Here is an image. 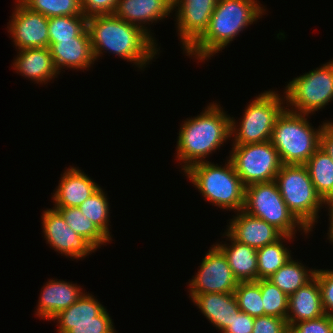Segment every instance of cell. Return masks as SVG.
Listing matches in <instances>:
<instances>
[{
	"instance_id": "cell-1",
	"label": "cell",
	"mask_w": 333,
	"mask_h": 333,
	"mask_svg": "<svg viewBox=\"0 0 333 333\" xmlns=\"http://www.w3.org/2000/svg\"><path fill=\"white\" fill-rule=\"evenodd\" d=\"M87 30L95 61L106 50L144 69L158 52L156 40L115 14L88 17Z\"/></svg>"
},
{
	"instance_id": "cell-2",
	"label": "cell",
	"mask_w": 333,
	"mask_h": 333,
	"mask_svg": "<svg viewBox=\"0 0 333 333\" xmlns=\"http://www.w3.org/2000/svg\"><path fill=\"white\" fill-rule=\"evenodd\" d=\"M222 109L213 102L197 117L187 118L180 127L176 158L180 165L184 163L183 171L195 163L205 162L207 155L232 138L230 115Z\"/></svg>"
},
{
	"instance_id": "cell-3",
	"label": "cell",
	"mask_w": 333,
	"mask_h": 333,
	"mask_svg": "<svg viewBox=\"0 0 333 333\" xmlns=\"http://www.w3.org/2000/svg\"><path fill=\"white\" fill-rule=\"evenodd\" d=\"M263 11L257 0H218L208 28L186 51L187 56L195 55L201 61L209 59L228 46L239 32L261 18Z\"/></svg>"
},
{
	"instance_id": "cell-4",
	"label": "cell",
	"mask_w": 333,
	"mask_h": 333,
	"mask_svg": "<svg viewBox=\"0 0 333 333\" xmlns=\"http://www.w3.org/2000/svg\"><path fill=\"white\" fill-rule=\"evenodd\" d=\"M289 108L277 118L271 135V143L278 151L282 164L304 165L320 147V134L327 122L313 129L306 117Z\"/></svg>"
},
{
	"instance_id": "cell-5",
	"label": "cell",
	"mask_w": 333,
	"mask_h": 333,
	"mask_svg": "<svg viewBox=\"0 0 333 333\" xmlns=\"http://www.w3.org/2000/svg\"><path fill=\"white\" fill-rule=\"evenodd\" d=\"M225 166L209 161L191 165L184 171L191 183L202 195L222 209L243 210L245 186L228 159Z\"/></svg>"
},
{
	"instance_id": "cell-6",
	"label": "cell",
	"mask_w": 333,
	"mask_h": 333,
	"mask_svg": "<svg viewBox=\"0 0 333 333\" xmlns=\"http://www.w3.org/2000/svg\"><path fill=\"white\" fill-rule=\"evenodd\" d=\"M274 181L289 210L311 231L324 201L316 192L307 167L283 164Z\"/></svg>"
},
{
	"instance_id": "cell-7",
	"label": "cell",
	"mask_w": 333,
	"mask_h": 333,
	"mask_svg": "<svg viewBox=\"0 0 333 333\" xmlns=\"http://www.w3.org/2000/svg\"><path fill=\"white\" fill-rule=\"evenodd\" d=\"M279 95L271 90L258 95L246 106L240 125L231 118V136H235L232 145L263 143L271 139L275 122L286 108L285 96Z\"/></svg>"
},
{
	"instance_id": "cell-8",
	"label": "cell",
	"mask_w": 333,
	"mask_h": 333,
	"mask_svg": "<svg viewBox=\"0 0 333 333\" xmlns=\"http://www.w3.org/2000/svg\"><path fill=\"white\" fill-rule=\"evenodd\" d=\"M243 211L266 221L283 235L293 236L296 226L306 234L310 232L289 210L275 181L246 186Z\"/></svg>"
},
{
	"instance_id": "cell-9",
	"label": "cell",
	"mask_w": 333,
	"mask_h": 333,
	"mask_svg": "<svg viewBox=\"0 0 333 333\" xmlns=\"http://www.w3.org/2000/svg\"><path fill=\"white\" fill-rule=\"evenodd\" d=\"M284 93L292 112L309 115L324 108L333 101V60L294 78Z\"/></svg>"
},
{
	"instance_id": "cell-10",
	"label": "cell",
	"mask_w": 333,
	"mask_h": 333,
	"mask_svg": "<svg viewBox=\"0 0 333 333\" xmlns=\"http://www.w3.org/2000/svg\"><path fill=\"white\" fill-rule=\"evenodd\" d=\"M229 155L228 158L245 187L254 183L274 181L283 165L270 140L263 143L232 145Z\"/></svg>"
},
{
	"instance_id": "cell-11",
	"label": "cell",
	"mask_w": 333,
	"mask_h": 333,
	"mask_svg": "<svg viewBox=\"0 0 333 333\" xmlns=\"http://www.w3.org/2000/svg\"><path fill=\"white\" fill-rule=\"evenodd\" d=\"M193 278L189 283L191 298L204 293H234L238 285L226 256L216 245H212Z\"/></svg>"
},
{
	"instance_id": "cell-12",
	"label": "cell",
	"mask_w": 333,
	"mask_h": 333,
	"mask_svg": "<svg viewBox=\"0 0 333 333\" xmlns=\"http://www.w3.org/2000/svg\"><path fill=\"white\" fill-rule=\"evenodd\" d=\"M41 217L46 242L58 253L71 259H81L96 250L86 239L69 227L56 209L45 210Z\"/></svg>"
},
{
	"instance_id": "cell-13",
	"label": "cell",
	"mask_w": 333,
	"mask_h": 333,
	"mask_svg": "<svg viewBox=\"0 0 333 333\" xmlns=\"http://www.w3.org/2000/svg\"><path fill=\"white\" fill-rule=\"evenodd\" d=\"M8 30L19 49L49 47L48 18L16 0Z\"/></svg>"
},
{
	"instance_id": "cell-14",
	"label": "cell",
	"mask_w": 333,
	"mask_h": 333,
	"mask_svg": "<svg viewBox=\"0 0 333 333\" xmlns=\"http://www.w3.org/2000/svg\"><path fill=\"white\" fill-rule=\"evenodd\" d=\"M217 1L173 0V9L178 10L177 30L184 51H187L208 28Z\"/></svg>"
},
{
	"instance_id": "cell-15",
	"label": "cell",
	"mask_w": 333,
	"mask_h": 333,
	"mask_svg": "<svg viewBox=\"0 0 333 333\" xmlns=\"http://www.w3.org/2000/svg\"><path fill=\"white\" fill-rule=\"evenodd\" d=\"M231 219L227 233L237 242L259 249L280 239L283 234L266 221L243 210Z\"/></svg>"
},
{
	"instance_id": "cell-16",
	"label": "cell",
	"mask_w": 333,
	"mask_h": 333,
	"mask_svg": "<svg viewBox=\"0 0 333 333\" xmlns=\"http://www.w3.org/2000/svg\"><path fill=\"white\" fill-rule=\"evenodd\" d=\"M173 10V0H118L114 14L127 23L138 26L154 40L145 27L146 23L160 21Z\"/></svg>"
},
{
	"instance_id": "cell-17",
	"label": "cell",
	"mask_w": 333,
	"mask_h": 333,
	"mask_svg": "<svg viewBox=\"0 0 333 333\" xmlns=\"http://www.w3.org/2000/svg\"><path fill=\"white\" fill-rule=\"evenodd\" d=\"M49 50L59 73L64 67L86 70L95 61L87 28L78 37L49 43Z\"/></svg>"
},
{
	"instance_id": "cell-18",
	"label": "cell",
	"mask_w": 333,
	"mask_h": 333,
	"mask_svg": "<svg viewBox=\"0 0 333 333\" xmlns=\"http://www.w3.org/2000/svg\"><path fill=\"white\" fill-rule=\"evenodd\" d=\"M53 193L54 207H78L99 188L88 175L76 167L68 168Z\"/></svg>"
},
{
	"instance_id": "cell-19",
	"label": "cell",
	"mask_w": 333,
	"mask_h": 333,
	"mask_svg": "<svg viewBox=\"0 0 333 333\" xmlns=\"http://www.w3.org/2000/svg\"><path fill=\"white\" fill-rule=\"evenodd\" d=\"M106 310L92 294L84 292L80 299L67 309L60 311L51 320L58 321V333H68L70 324L113 323Z\"/></svg>"
},
{
	"instance_id": "cell-20",
	"label": "cell",
	"mask_w": 333,
	"mask_h": 333,
	"mask_svg": "<svg viewBox=\"0 0 333 333\" xmlns=\"http://www.w3.org/2000/svg\"><path fill=\"white\" fill-rule=\"evenodd\" d=\"M36 308L39 317L51 320L83 296L81 287L71 282L50 280L46 282Z\"/></svg>"
},
{
	"instance_id": "cell-21",
	"label": "cell",
	"mask_w": 333,
	"mask_h": 333,
	"mask_svg": "<svg viewBox=\"0 0 333 333\" xmlns=\"http://www.w3.org/2000/svg\"><path fill=\"white\" fill-rule=\"evenodd\" d=\"M191 299L211 324L222 333L241 311L234 293H204L194 295Z\"/></svg>"
},
{
	"instance_id": "cell-22",
	"label": "cell",
	"mask_w": 333,
	"mask_h": 333,
	"mask_svg": "<svg viewBox=\"0 0 333 333\" xmlns=\"http://www.w3.org/2000/svg\"><path fill=\"white\" fill-rule=\"evenodd\" d=\"M323 315H325V312L316 276L295 293L288 296V314L286 318L288 325L316 319Z\"/></svg>"
},
{
	"instance_id": "cell-23",
	"label": "cell",
	"mask_w": 333,
	"mask_h": 333,
	"mask_svg": "<svg viewBox=\"0 0 333 333\" xmlns=\"http://www.w3.org/2000/svg\"><path fill=\"white\" fill-rule=\"evenodd\" d=\"M15 70L22 76L39 83L45 82L57 77V70L54 60L51 56L49 47L46 48H28L19 50L16 60L13 62Z\"/></svg>"
},
{
	"instance_id": "cell-24",
	"label": "cell",
	"mask_w": 333,
	"mask_h": 333,
	"mask_svg": "<svg viewBox=\"0 0 333 333\" xmlns=\"http://www.w3.org/2000/svg\"><path fill=\"white\" fill-rule=\"evenodd\" d=\"M225 233L231 245L217 243L216 246L226 256L234 277L238 282L257 281V249L237 242L226 231Z\"/></svg>"
},
{
	"instance_id": "cell-25",
	"label": "cell",
	"mask_w": 333,
	"mask_h": 333,
	"mask_svg": "<svg viewBox=\"0 0 333 333\" xmlns=\"http://www.w3.org/2000/svg\"><path fill=\"white\" fill-rule=\"evenodd\" d=\"M304 165L322 200L333 198V160L331 157L319 147Z\"/></svg>"
},
{
	"instance_id": "cell-26",
	"label": "cell",
	"mask_w": 333,
	"mask_h": 333,
	"mask_svg": "<svg viewBox=\"0 0 333 333\" xmlns=\"http://www.w3.org/2000/svg\"><path fill=\"white\" fill-rule=\"evenodd\" d=\"M291 257L281 268L268 278L287 296L295 293L300 287L315 277L316 269L308 270L302 263Z\"/></svg>"
},
{
	"instance_id": "cell-27",
	"label": "cell",
	"mask_w": 333,
	"mask_h": 333,
	"mask_svg": "<svg viewBox=\"0 0 333 333\" xmlns=\"http://www.w3.org/2000/svg\"><path fill=\"white\" fill-rule=\"evenodd\" d=\"M79 236L86 239L95 249L110 239L78 207H53Z\"/></svg>"
},
{
	"instance_id": "cell-28",
	"label": "cell",
	"mask_w": 333,
	"mask_h": 333,
	"mask_svg": "<svg viewBox=\"0 0 333 333\" xmlns=\"http://www.w3.org/2000/svg\"><path fill=\"white\" fill-rule=\"evenodd\" d=\"M293 237L283 235L276 242L257 249L258 280L268 279L291 258L289 249L282 243Z\"/></svg>"
},
{
	"instance_id": "cell-29",
	"label": "cell",
	"mask_w": 333,
	"mask_h": 333,
	"mask_svg": "<svg viewBox=\"0 0 333 333\" xmlns=\"http://www.w3.org/2000/svg\"><path fill=\"white\" fill-rule=\"evenodd\" d=\"M87 16L48 18L49 43L78 37L87 28Z\"/></svg>"
},
{
	"instance_id": "cell-30",
	"label": "cell",
	"mask_w": 333,
	"mask_h": 333,
	"mask_svg": "<svg viewBox=\"0 0 333 333\" xmlns=\"http://www.w3.org/2000/svg\"><path fill=\"white\" fill-rule=\"evenodd\" d=\"M105 192L101 187L89 198H87L78 208L87 218H89L110 240L109 233V202Z\"/></svg>"
},
{
	"instance_id": "cell-31",
	"label": "cell",
	"mask_w": 333,
	"mask_h": 333,
	"mask_svg": "<svg viewBox=\"0 0 333 333\" xmlns=\"http://www.w3.org/2000/svg\"><path fill=\"white\" fill-rule=\"evenodd\" d=\"M32 11L47 18L59 16H85L80 0H20Z\"/></svg>"
},
{
	"instance_id": "cell-32",
	"label": "cell",
	"mask_w": 333,
	"mask_h": 333,
	"mask_svg": "<svg viewBox=\"0 0 333 333\" xmlns=\"http://www.w3.org/2000/svg\"><path fill=\"white\" fill-rule=\"evenodd\" d=\"M234 295L242 312L254 318L264 316L260 280L238 282Z\"/></svg>"
},
{
	"instance_id": "cell-33",
	"label": "cell",
	"mask_w": 333,
	"mask_h": 333,
	"mask_svg": "<svg viewBox=\"0 0 333 333\" xmlns=\"http://www.w3.org/2000/svg\"><path fill=\"white\" fill-rule=\"evenodd\" d=\"M264 315L287 318L288 296L268 279H260Z\"/></svg>"
},
{
	"instance_id": "cell-34",
	"label": "cell",
	"mask_w": 333,
	"mask_h": 333,
	"mask_svg": "<svg viewBox=\"0 0 333 333\" xmlns=\"http://www.w3.org/2000/svg\"><path fill=\"white\" fill-rule=\"evenodd\" d=\"M288 333H333V317L327 314L288 325Z\"/></svg>"
},
{
	"instance_id": "cell-35",
	"label": "cell",
	"mask_w": 333,
	"mask_h": 333,
	"mask_svg": "<svg viewBox=\"0 0 333 333\" xmlns=\"http://www.w3.org/2000/svg\"><path fill=\"white\" fill-rule=\"evenodd\" d=\"M325 314L333 317V270H316ZM330 310V311H329Z\"/></svg>"
},
{
	"instance_id": "cell-36",
	"label": "cell",
	"mask_w": 333,
	"mask_h": 333,
	"mask_svg": "<svg viewBox=\"0 0 333 333\" xmlns=\"http://www.w3.org/2000/svg\"><path fill=\"white\" fill-rule=\"evenodd\" d=\"M252 333H288L286 319L274 316H259L254 318Z\"/></svg>"
},
{
	"instance_id": "cell-37",
	"label": "cell",
	"mask_w": 333,
	"mask_h": 333,
	"mask_svg": "<svg viewBox=\"0 0 333 333\" xmlns=\"http://www.w3.org/2000/svg\"><path fill=\"white\" fill-rule=\"evenodd\" d=\"M118 0H80L82 12L85 16L114 14Z\"/></svg>"
},
{
	"instance_id": "cell-38",
	"label": "cell",
	"mask_w": 333,
	"mask_h": 333,
	"mask_svg": "<svg viewBox=\"0 0 333 333\" xmlns=\"http://www.w3.org/2000/svg\"><path fill=\"white\" fill-rule=\"evenodd\" d=\"M254 317L240 311L223 333H252Z\"/></svg>"
},
{
	"instance_id": "cell-39",
	"label": "cell",
	"mask_w": 333,
	"mask_h": 333,
	"mask_svg": "<svg viewBox=\"0 0 333 333\" xmlns=\"http://www.w3.org/2000/svg\"><path fill=\"white\" fill-rule=\"evenodd\" d=\"M113 323L70 324L68 333H116Z\"/></svg>"
},
{
	"instance_id": "cell-40",
	"label": "cell",
	"mask_w": 333,
	"mask_h": 333,
	"mask_svg": "<svg viewBox=\"0 0 333 333\" xmlns=\"http://www.w3.org/2000/svg\"><path fill=\"white\" fill-rule=\"evenodd\" d=\"M320 148L333 160V123L327 121L320 134Z\"/></svg>"
},
{
	"instance_id": "cell-41",
	"label": "cell",
	"mask_w": 333,
	"mask_h": 333,
	"mask_svg": "<svg viewBox=\"0 0 333 333\" xmlns=\"http://www.w3.org/2000/svg\"><path fill=\"white\" fill-rule=\"evenodd\" d=\"M324 204L327 205L328 210H329V220H330V227H329V232L327 233L328 234V237L330 239L331 242H333V198L331 199H328L326 201H324Z\"/></svg>"
}]
</instances>
